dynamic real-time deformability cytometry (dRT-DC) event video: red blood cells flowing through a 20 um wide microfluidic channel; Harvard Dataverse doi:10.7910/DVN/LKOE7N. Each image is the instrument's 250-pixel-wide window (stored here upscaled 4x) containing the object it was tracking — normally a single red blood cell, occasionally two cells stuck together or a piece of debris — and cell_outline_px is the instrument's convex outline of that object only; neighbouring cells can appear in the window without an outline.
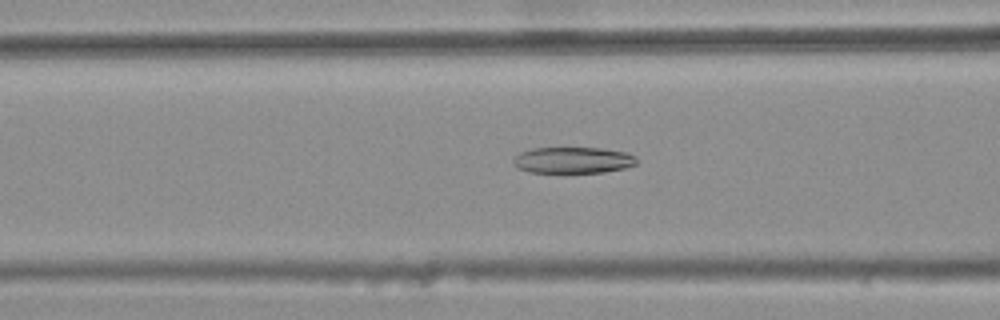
{"species": "common noctule bat (a hibernating species)", "species_latin": "Nyctalus noctula", "temperature_condition": "warm", "stored_images_in_passage": 48, "camera_frame_rate_fps": 3000, "um_per_image_px": 0.085, "animal": {"sex": "female", "body_mass_g": 25.1}, "frame": {"image": 1, "passage_image": 22, "time_ms": 7.0, "image_size_px": [1000, 320], "cell_outline_px": [[636, 164], [624, 168], [604, 172], [528, 172], [516, 168], [512, 164], [512, 160], [520, 152], [532, 148], [600, 148], [628, 152], [636, 156]], "centroid_in_image_um": [48.68, 13.61], "position_along_channel_um": 117.9, "area_um2": 18.96}}
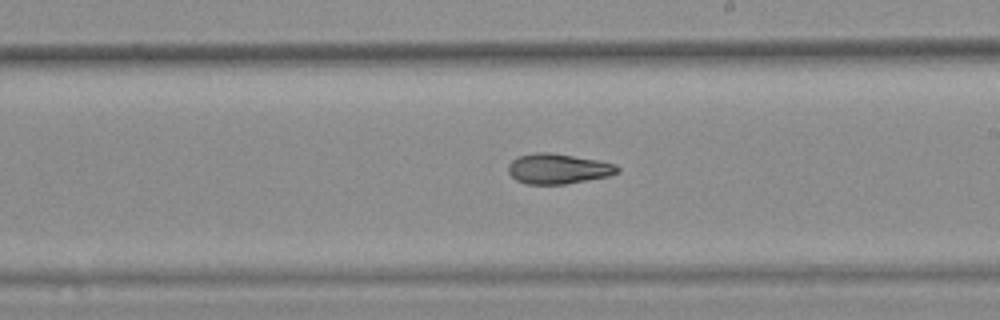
{"frame": {"image": 2, "passage_image": 32, "time_ms": 10.333, "image_size_px": [1000, 320], "cell_outline_px": [[620, 172], [608, 176], [564, 184], [528, 184], [516, 180], [508, 172], [508, 164], [516, 156], [536, 152], [548, 152], [596, 160], [616, 164], [620, 168]], "centroid_in_image_um": [47.41, 14.34], "position_along_channel_um": 241.6, "area_um2": 19.13}}
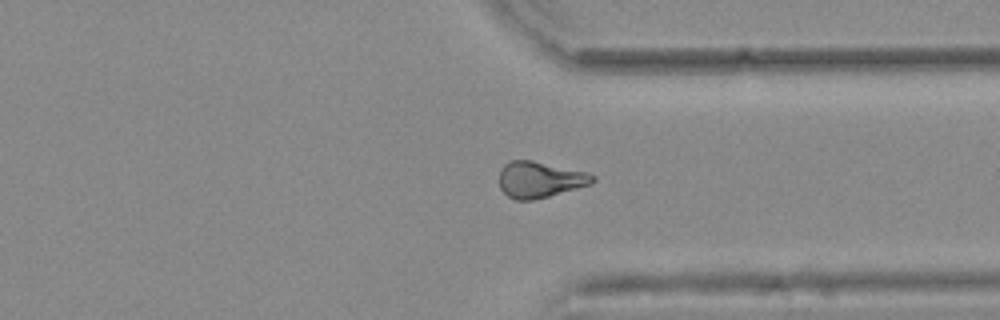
{"frame": {"image": 3, "passage_image": 42, "time_ms": 13.667, "image_size_px": [1000, 320], "cell_outline_px": [[596, 180], [592, 184], [548, 196], [532, 200], [516, 200], [508, 196], [500, 188], [500, 168], [508, 160], [532, 160], [584, 172], [596, 176]], "centroid_in_image_um": [45.86, 15.26], "position_along_channel_um": 365.5, "area_um2": 19.54}, "authors_computed_cell_mechanics": {"area_um2": 19.7387, "velocity_mm_per_s": 3.7148, "shape_relaxation_time_tau1_ms": null, "shape_relaxation_time_tau2_ms": 3.4578, "deformation_change_tau1": null, "deformation_change_tau2": 0.1041}}